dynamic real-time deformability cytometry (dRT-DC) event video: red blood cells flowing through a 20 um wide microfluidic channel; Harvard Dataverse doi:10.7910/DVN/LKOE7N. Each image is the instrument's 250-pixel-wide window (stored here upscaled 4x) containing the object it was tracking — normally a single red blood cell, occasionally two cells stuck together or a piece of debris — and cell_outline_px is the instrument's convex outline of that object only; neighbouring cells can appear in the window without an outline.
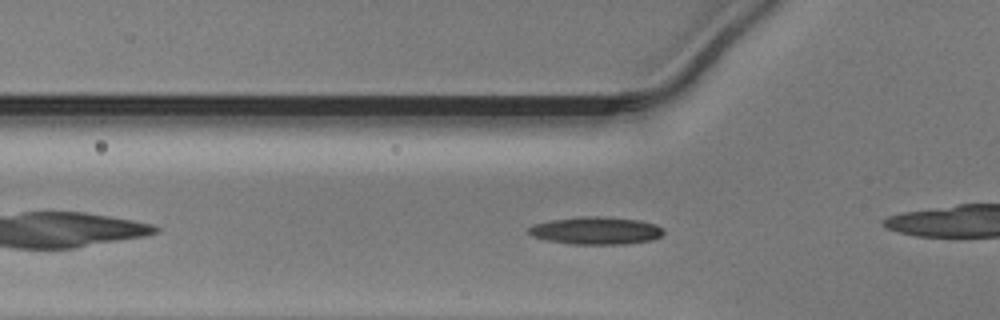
{"species": "Egyptian fruit bat (a non-hibernating species)", "species_latin": "Rousettus aegyptiacus", "temperature_condition": "warm", "stored_images_in_passage": 31, "camera_frame_rate_fps": 3000, "um_per_image_px": 0.085, "animal": {"sex": "male"}, "frame": {"image": 1, "passage_image": 6, "time_ms": 1.667, "image_size_px": [1000, 320], "cell_outline_px": [[664, 232], [660, 236], [652, 240], [624, 244], [568, 244], [544, 240], [532, 236], [528, 232], [528, 228], [536, 224], [552, 220], [588, 216], [596, 216], [640, 220], [656, 224], [664, 228]], "centroid_in_image_um": [50.68, 19.61], "position_along_channel_um": 75.1, "area_um2": 21.62}}
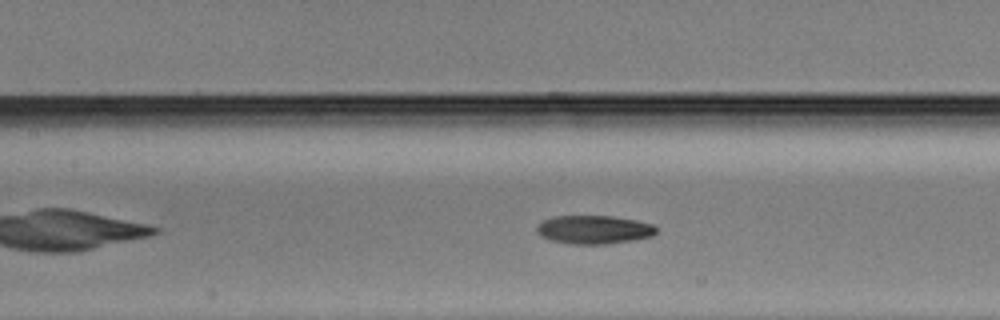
{"frame": {"image": 2, "passage_image": 12, "time_ms": 3.667, "image_size_px": [1000, 320], "cell_outline_px": [[656, 232], [652, 236], [632, 240], [608, 244], [568, 244], [552, 240], [540, 236], [536, 232], [536, 224], [552, 216], [612, 216], [636, 220], [652, 224], [656, 228]], "centroid_in_image_um": [50.44, 19.52], "position_along_channel_um": 157.0, "area_um2": 19.94}}
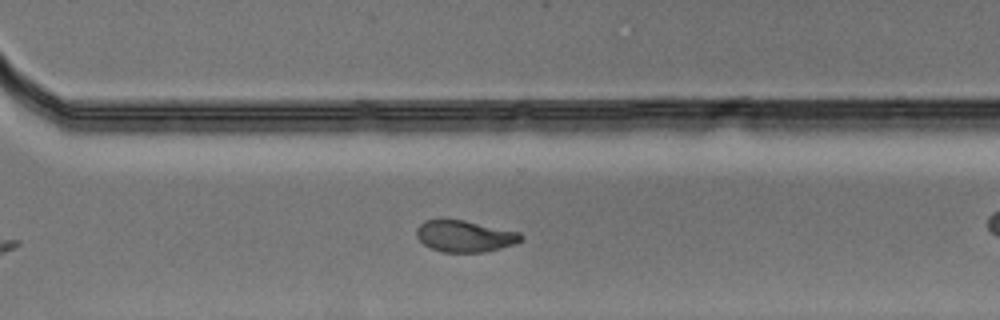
{"frame": {"image": 3, "passage_image": 25, "time_ms": 8.0, "image_size_px": [1000, 320], "cell_outline_px": [[524, 236], [516, 244], [484, 252], [440, 252], [428, 248], [416, 236], [416, 228], [424, 220], [464, 220], [520, 232]], "centroid_in_image_um": [39.49, 20.08], "position_along_channel_um": 331.1, "area_um2": 19.25}}